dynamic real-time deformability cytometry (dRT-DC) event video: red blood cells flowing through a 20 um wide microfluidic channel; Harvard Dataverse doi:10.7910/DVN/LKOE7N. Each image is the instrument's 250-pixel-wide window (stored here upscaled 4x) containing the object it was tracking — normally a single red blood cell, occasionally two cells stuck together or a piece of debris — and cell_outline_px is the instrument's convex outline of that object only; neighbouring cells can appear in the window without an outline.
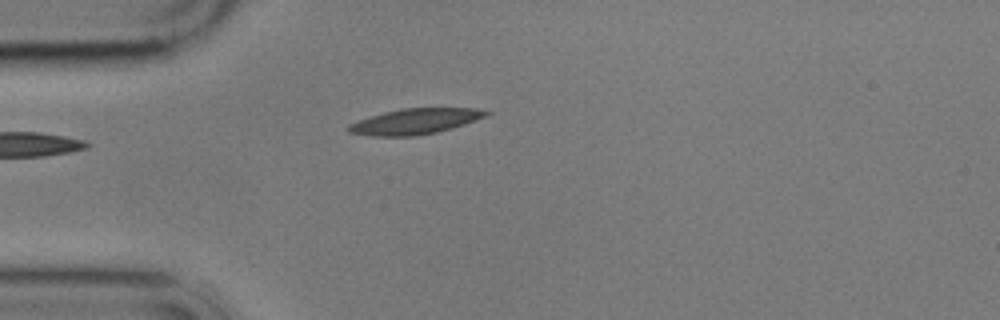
{"species": "common noctule bat (a hibernating species)", "species_latin": "Nyctalus noctula", "temperature_condition": "cold", "stored_images_in_passage": 8, "camera_frame_rate_fps": 3000, "um_per_image_px": 0.085, "animal": {"sex": "male", "body_mass_g": 17.9}, "frame": {"image": 1, "passage_image": 2, "time_ms": 1.333, "image_size_px": [1000, 320], "cell_outline_px": [[492, 112], [484, 116], [464, 124], [452, 128], [436, 132], [412, 136], [372, 136], [348, 132], [348, 124], [384, 112], [404, 108], [476, 108]], "centroid_in_image_um": [35.27, 10.32], "position_along_channel_um": 49.7, "area_um2": 20.17}}
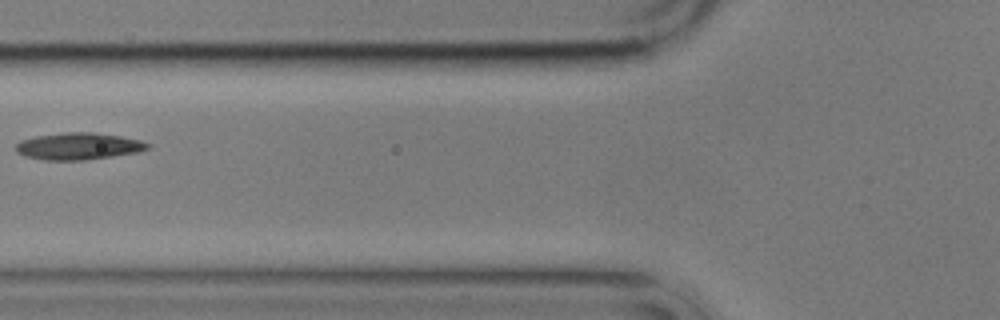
{"frame": {"image": 2, "passage_image": 4, "time_ms": 3.667, "image_size_px": [1000, 320], "cell_outline_px": [[152, 144], [148, 148], [140, 152], [84, 160], [44, 160], [24, 156], [16, 152], [16, 144], [20, 140], [36, 136], [64, 132], [92, 132], [120, 136], [140, 140]], "centroid_in_image_um": [6.67, 12.43], "position_along_channel_um": 119.1, "area_um2": 20.75}}
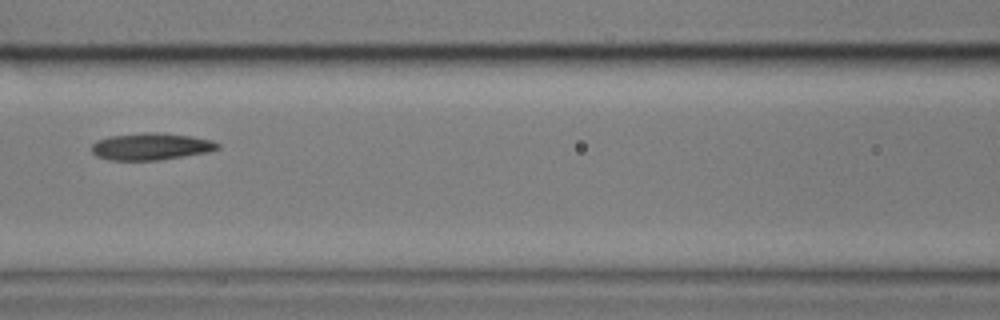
{"frame": {"image": 3, "passage_image": 5, "time_ms": 4.667, "image_size_px": [1000, 320], "cell_outline_px": [[220, 148], [208, 152], [160, 160], [108, 160], [96, 156], [92, 152], [92, 144], [96, 140], [108, 136], [144, 132], [156, 132], [192, 136], [212, 140], [220, 144]], "centroid_in_image_um": [12.82, 12.45], "position_along_channel_um": 153.8, "area_um2": 20.0}}